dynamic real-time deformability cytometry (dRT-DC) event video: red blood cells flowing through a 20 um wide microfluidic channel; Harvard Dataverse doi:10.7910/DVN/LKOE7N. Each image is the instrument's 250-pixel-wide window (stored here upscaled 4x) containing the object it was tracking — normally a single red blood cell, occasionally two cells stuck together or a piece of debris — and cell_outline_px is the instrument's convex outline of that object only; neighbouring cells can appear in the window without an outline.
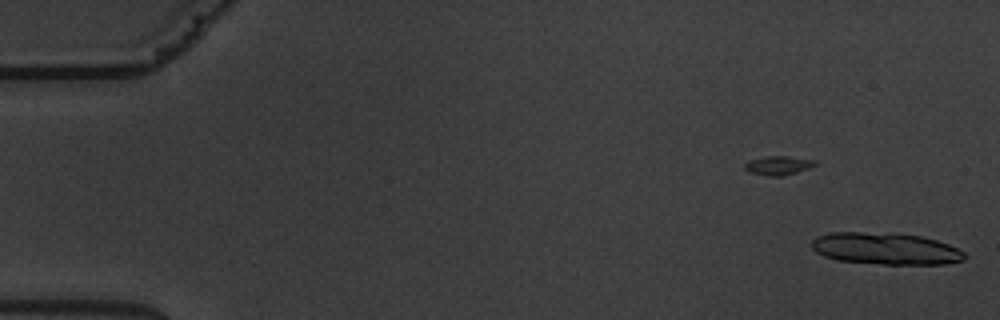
{"species": "common noctule bat (a hibernating species)", "species_latin": "Nyctalus noctula", "temperature_condition": "warm", "stored_images_in_passage": 5, "camera_frame_rate_fps": 3000, "um_per_image_px": 0.085, "animal": {"sex": "male", "body_mass_g": 19.5, "forearm_length_mm": 54.6}, "frame": {"image": 1, "passage_image": 1, "time_ms": 0.0, "image_size_px": [1000, 320], "cell_outline_px": [[968, 256], [964, 260], [944, 264], [884, 264], [840, 260], [824, 256], [816, 252], [812, 248], [812, 240], [816, 236], [828, 232], [860, 232], [920, 236], [936, 240], [948, 244], [964, 252]], "centroid_in_image_um": [75.27, 21.14], "position_along_channel_um": 9.7, "area_um2": 28.03}}